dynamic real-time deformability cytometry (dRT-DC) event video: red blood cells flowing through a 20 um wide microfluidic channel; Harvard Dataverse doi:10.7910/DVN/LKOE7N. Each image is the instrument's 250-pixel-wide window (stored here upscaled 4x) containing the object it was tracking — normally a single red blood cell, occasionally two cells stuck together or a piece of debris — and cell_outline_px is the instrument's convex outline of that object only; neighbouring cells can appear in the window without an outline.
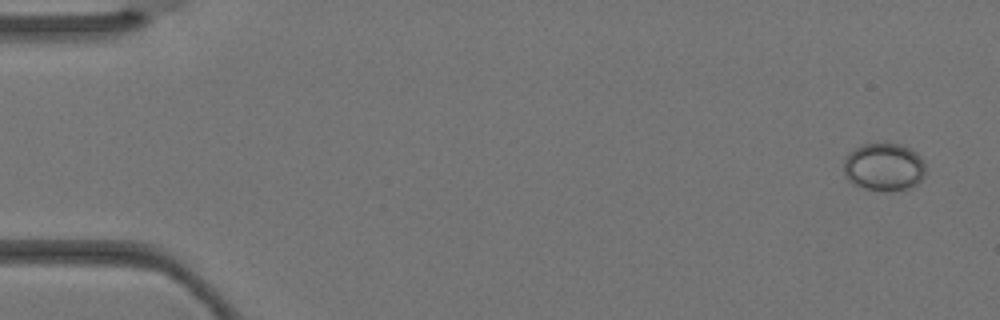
{"species": "Egyptian fruit bat (a non-hibernating species)", "species_latin": "Rousettus aegyptiacus", "temperature_condition": "warm", "stored_images_in_passage": 4, "camera_frame_rate_fps": 3000, "um_per_image_px": 0.085, "animal": {"sex": "female"}, "frame": {"image": 1, "passage_image": 1, "time_ms": 0.0, "image_size_px": [1000, 320], "cell_outline_px": [[924, 176], [916, 184], [908, 188], [892, 192], [884, 192], [864, 188], [852, 184], [844, 176], [844, 160], [856, 148], [864, 144], [900, 144], [916, 152], [920, 156], [924, 164]], "centroid_in_image_um": [75.13, 14.23], "position_along_channel_um": 9.9, "area_um2": 22.77}}
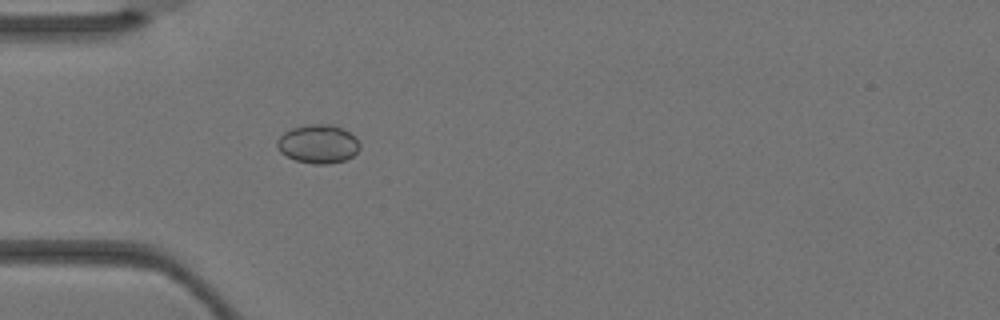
{"frame": {"image": 2, "passage_image": 4, "time_ms": 1.0, "image_size_px": [1000, 320], "cell_outline_px": [[360, 148], [352, 156], [344, 160], [328, 164], [312, 164], [296, 160], [280, 152], [276, 148], [276, 140], [284, 132], [292, 128], [308, 124], [332, 124], [344, 128], [356, 136], [360, 144]], "centroid_in_image_um": [27.05, 12.22], "position_along_channel_um": 58.0, "area_um2": 18.84}}